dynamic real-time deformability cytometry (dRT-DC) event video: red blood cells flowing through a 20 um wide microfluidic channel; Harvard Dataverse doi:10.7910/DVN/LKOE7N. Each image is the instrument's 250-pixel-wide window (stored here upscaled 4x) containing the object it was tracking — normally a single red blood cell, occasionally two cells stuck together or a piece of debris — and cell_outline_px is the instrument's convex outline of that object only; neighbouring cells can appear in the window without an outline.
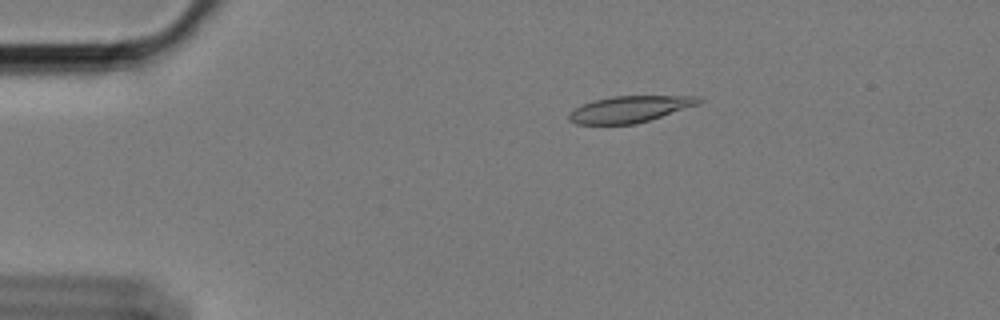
{"species": "Egyptian fruit bat (a non-hibernating species)", "species_latin": "Rousettus aegyptiacus", "temperature_condition": "cold", "stored_images_in_passage": 58, "camera_frame_rate_fps": 3000, "um_per_image_px": 0.085, "animal": {"sex": "female"}, "frame": {"image": 1, "passage_image": 10, "time_ms": 3.0, "image_size_px": [1000, 320], "cell_outline_px": [[704, 100], [700, 104], [636, 124], [576, 124], [568, 120], [568, 112], [592, 100], [612, 96], [696, 96]], "centroid_in_image_um": [53.52, 9.28], "position_along_channel_um": 31.5, "area_um2": 20.0}}
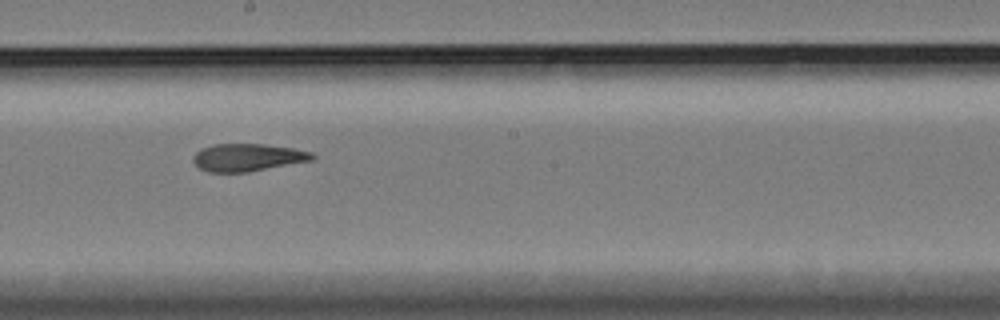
{"frame": {"image": 2, "passage_image": 32, "time_ms": 10.333, "image_size_px": [1000, 320], "cell_outline_px": [[316, 156], [312, 160], [248, 172], [208, 172], [200, 168], [192, 160], [192, 156], [200, 148], [216, 144], [264, 144], [292, 148], [312, 152]], "centroid_in_image_um": [21.03, 13.38], "position_along_channel_um": 227.2, "area_um2": 19.07}}
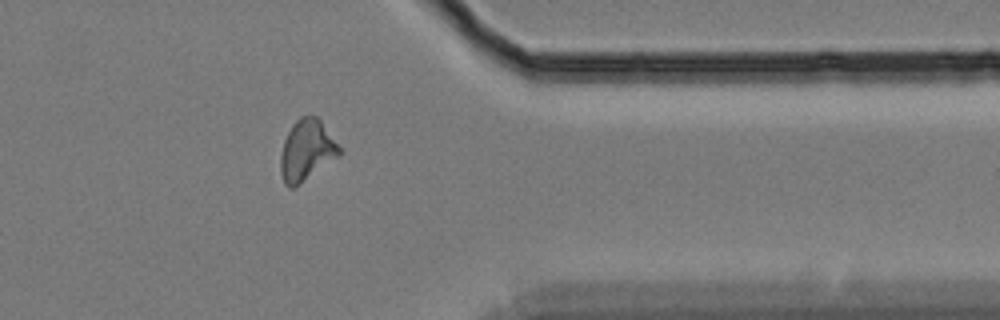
{"frame": {"image": 3, "passage_image": 47, "time_ms": 15.333, "image_size_px": [1000, 320], "cell_outline_px": [[344, 152], [300, 184], [292, 188], [288, 188], [284, 184], [280, 172], [280, 156], [284, 140], [292, 124], [300, 116], [316, 116], [320, 120]], "centroid_in_image_um": [26.05, 12.8], "position_along_channel_um": 385.3, "area_um2": 20.87}, "authors_computed_cell_mechanics": {"area_um2": 19.7387, "velocity_mm_per_s": 3.3817, "shape_relaxation_time_tau1_ms": null, "shape_relaxation_time_tau2_ms": 5.0711, "deformation_change_tau1": null, "deformation_change_tau2": 0.1323}}